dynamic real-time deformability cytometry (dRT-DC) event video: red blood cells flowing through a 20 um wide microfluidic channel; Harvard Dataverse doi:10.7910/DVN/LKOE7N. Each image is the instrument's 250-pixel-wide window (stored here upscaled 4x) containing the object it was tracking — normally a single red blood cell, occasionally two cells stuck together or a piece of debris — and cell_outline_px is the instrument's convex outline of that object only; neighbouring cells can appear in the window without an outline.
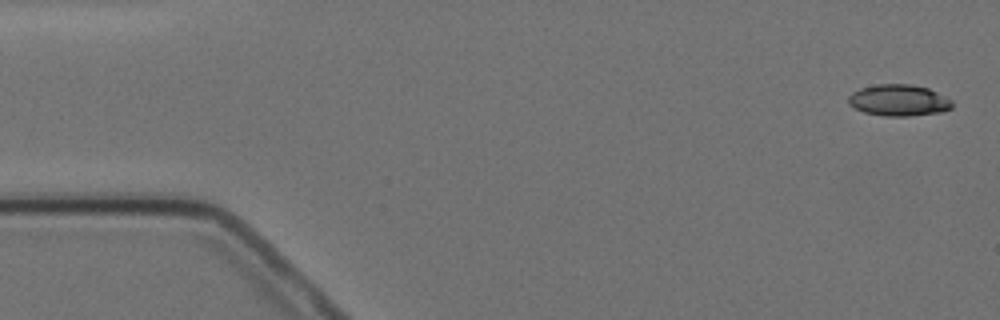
{"species": "Egyptian fruit bat (a non-hibernating species)", "species_latin": "Rousettus aegyptiacus", "temperature_condition": "cold", "stored_images_in_passage": 5, "camera_frame_rate_fps": 3000, "um_per_image_px": 0.085, "animal": {"sex": "female"}, "frame": {"image": 1, "passage_image": 1, "time_ms": 0.0, "image_size_px": [1000, 320], "cell_outline_px": [[952, 108], [940, 112], [908, 116], [884, 116], [864, 112], [848, 104], [848, 96], [852, 92], [860, 88], [876, 84], [908, 84], [928, 88], [952, 100]], "centroid_in_image_um": [76.37, 8.52], "position_along_channel_um": 8.6, "area_um2": 18.96}}
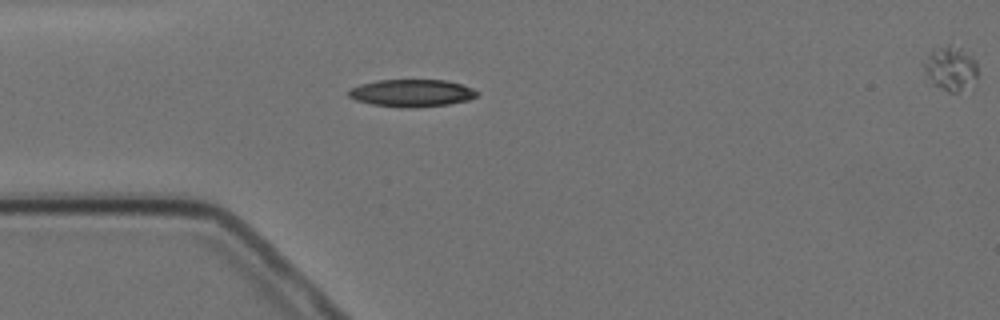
{"frame": {"image": 2, "passage_image": 4, "time_ms": 4.333, "image_size_px": [1000, 320], "cell_outline_px": [[480, 92], [476, 96], [468, 100], [448, 104], [416, 108], [400, 108], [372, 104], [356, 100], [348, 96], [348, 92], [352, 88], [360, 84], [376, 80], [444, 80], [460, 84], [472, 88]], "centroid_in_image_um": [34.99, 7.92], "position_along_channel_um": 50.0, "area_um2": 20.52}}